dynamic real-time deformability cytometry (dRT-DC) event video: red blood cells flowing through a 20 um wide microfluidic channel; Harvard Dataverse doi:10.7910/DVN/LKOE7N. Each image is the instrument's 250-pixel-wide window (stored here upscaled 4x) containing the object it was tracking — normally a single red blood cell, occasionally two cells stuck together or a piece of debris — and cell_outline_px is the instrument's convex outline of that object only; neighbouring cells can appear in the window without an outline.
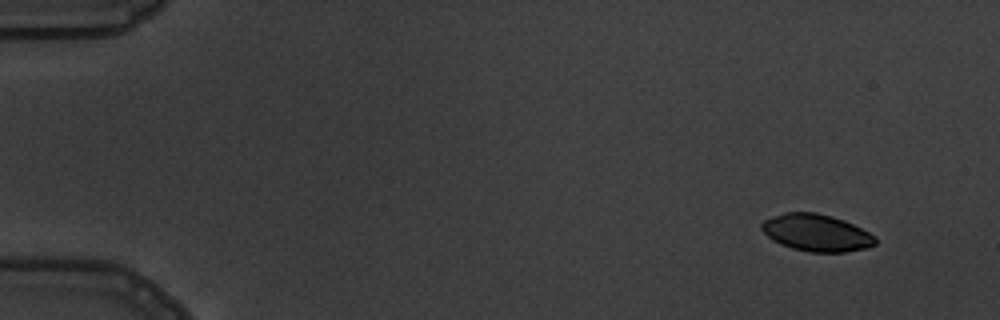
{"species": "common noctule bat (a hibernating species)", "species_latin": "Nyctalus noctula", "temperature_condition": "warm", "stored_images_in_passage": 7, "camera_frame_rate_fps": 3000, "um_per_image_px": 0.085, "animal": {"sex": "male", "body_mass_g": 19.5, "forearm_length_mm": 54.6}, "frame": {"image": 1, "passage_image": 1, "time_ms": 0.0, "image_size_px": [1000, 320], "cell_outline_px": [[876, 244], [868, 248], [844, 252], [808, 252], [792, 248], [780, 244], [772, 240], [760, 228], [760, 224], [764, 220], [772, 216], [784, 212], [816, 212], [832, 216], [844, 220], [876, 236]], "centroid_in_image_um": [69.39, 19.78], "position_along_channel_um": 15.6, "area_um2": 24.68}}
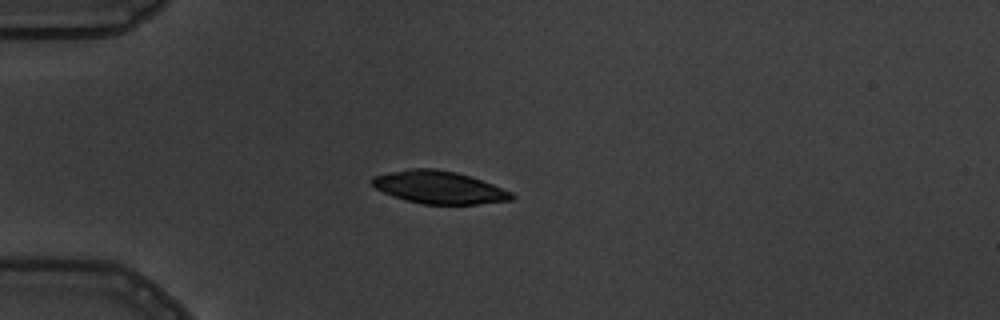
{"frame": {"image": 2, "passage_image": 4, "time_ms": 3.667, "image_size_px": [1000, 320], "cell_outline_px": [[516, 196], [512, 200], [476, 204], [424, 204], [392, 196], [376, 188], [368, 180], [372, 176], [412, 168], [436, 168], [456, 172], [492, 184], [512, 192]], "centroid_in_image_um": [37.31, 15.92], "position_along_channel_um": 47.7, "area_um2": 26.36}}
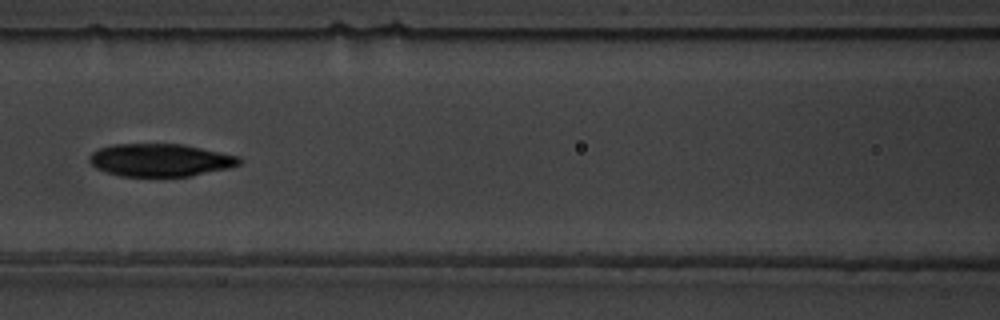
{"frame": {"image": 3, "passage_image": 7, "time_ms": 7.0, "image_size_px": [1000, 320], "cell_outline_px": [[240, 164], [228, 168], [192, 176], [120, 176], [104, 172], [96, 168], [88, 160], [88, 156], [92, 152], [100, 148], [112, 144], [184, 144], [240, 156]], "centroid_in_image_um": [13.6, 13.6], "position_along_channel_um": 153.0, "area_um2": 28.73}}